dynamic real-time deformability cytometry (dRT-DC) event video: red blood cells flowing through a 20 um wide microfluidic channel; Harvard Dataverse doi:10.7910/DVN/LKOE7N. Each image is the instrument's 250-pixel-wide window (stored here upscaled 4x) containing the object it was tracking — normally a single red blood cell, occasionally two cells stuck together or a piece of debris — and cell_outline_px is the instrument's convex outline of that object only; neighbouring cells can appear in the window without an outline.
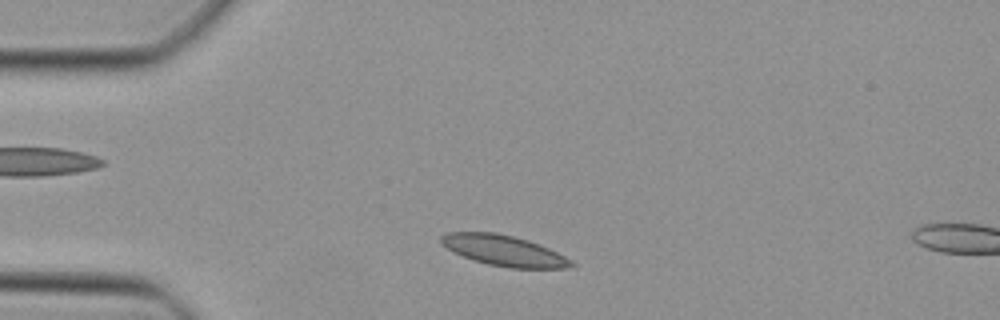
{"species": "Egyptian fruit bat (a non-hibernating species)", "species_latin": "Rousettus aegyptiacus", "temperature_condition": "cold", "stored_images_in_passage": 41, "camera_frame_rate_fps": 3000, "um_per_image_px": 0.085, "animal": {"sex": "female"}, "frame": {"image": 1, "passage_image": 4, "time_ms": 1.0, "image_size_px": [1000, 320], "cell_outline_px": [[576, 264], [572, 268], [508, 268], [488, 264], [452, 252], [440, 244], [440, 236], [448, 232], [496, 232], [528, 240], [548, 248], [572, 260]], "centroid_in_image_um": [42.82, 21.3], "position_along_channel_um": 42.2, "area_um2": 23.24}}
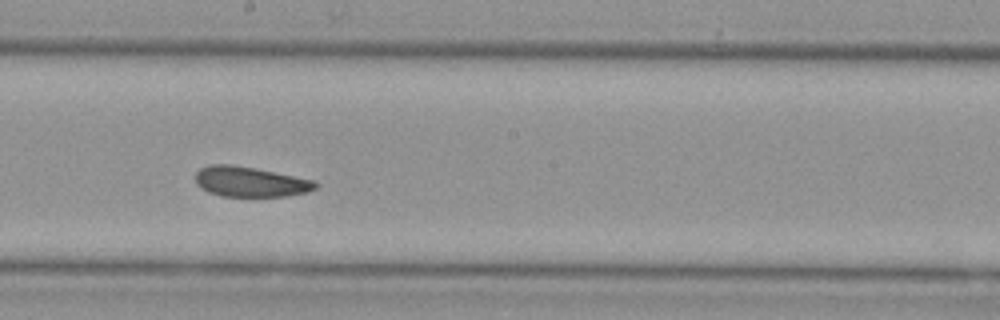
{"frame": {"image": 2, "passage_image": 19, "time_ms": 6.0, "image_size_px": [1000, 320], "cell_outline_px": [[320, 184], [316, 188], [308, 192], [284, 196], [220, 196], [208, 192], [196, 184], [196, 172], [200, 168], [208, 164], [232, 164], [256, 168], [316, 180]], "centroid_in_image_um": [21.29, 15.44], "position_along_channel_um": 226.9, "area_um2": 21.33}}
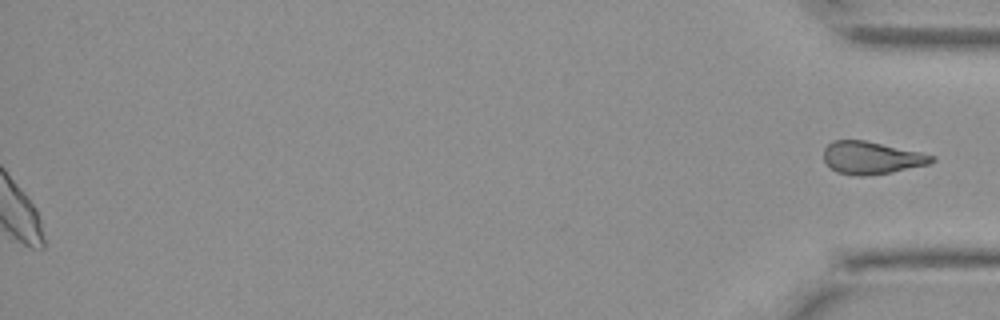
{"frame": {"image": 3, "passage_image": 41, "time_ms": 13.333, "image_size_px": [1000, 320], "cell_outline_px": [[936, 160], [932, 164], [892, 172], [864, 176], [860, 176], [836, 172], [824, 160], [824, 148], [832, 140], [864, 140], [920, 152], [936, 156]], "centroid_in_image_um": [74.11, 13.41], "position_along_channel_um": 361.1, "area_um2": 20.52}}